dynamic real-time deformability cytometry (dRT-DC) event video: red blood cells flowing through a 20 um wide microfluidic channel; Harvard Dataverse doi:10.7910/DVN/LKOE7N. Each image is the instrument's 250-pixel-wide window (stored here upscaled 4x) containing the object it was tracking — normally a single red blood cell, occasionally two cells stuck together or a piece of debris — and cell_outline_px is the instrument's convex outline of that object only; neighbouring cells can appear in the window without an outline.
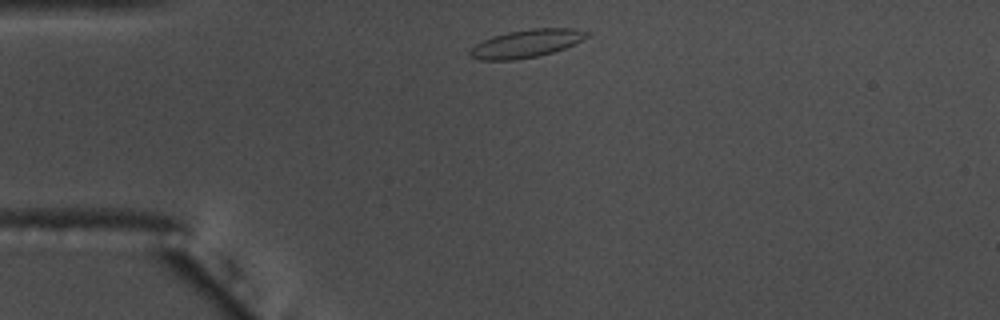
{"species": "common noctule bat (a hibernating species)", "species_latin": "Nyctalus noctula", "temperature_condition": "warm", "stored_images_in_passage": 37, "camera_frame_rate_fps": 3000, "um_per_image_px": 0.085, "animal": {"sex": "male", "body_mass_g": 17.5, "forearm_length_mm": 52.3}, "frame": {"image": 1, "passage_image": 1, "time_ms": 0.0, "image_size_px": [1000, 320], "cell_outline_px": [[588, 36], [576, 44], [552, 52], [536, 56], [512, 60], [480, 60], [468, 56], [468, 52], [476, 44], [492, 36], [508, 32], [532, 28], [572, 28], [588, 32]], "centroid_in_image_um": [44.72, 3.7], "position_along_channel_um": 40.3, "area_um2": 18.9}}
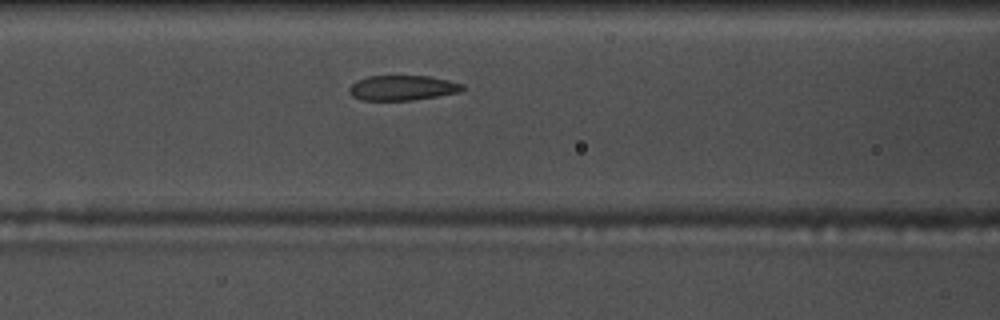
{"frame": {"image": 2, "passage_image": 11, "time_ms": 3.333, "image_size_px": [1000, 320], "cell_outline_px": [[464, 88], [460, 92], [412, 100], [360, 100], [352, 96], [348, 92], [348, 88], [356, 80], [368, 76], [428, 76], [448, 80], [464, 84]], "centroid_in_image_um": [34.17, 7.46], "position_along_channel_um": 132.4, "area_um2": 16.53}}
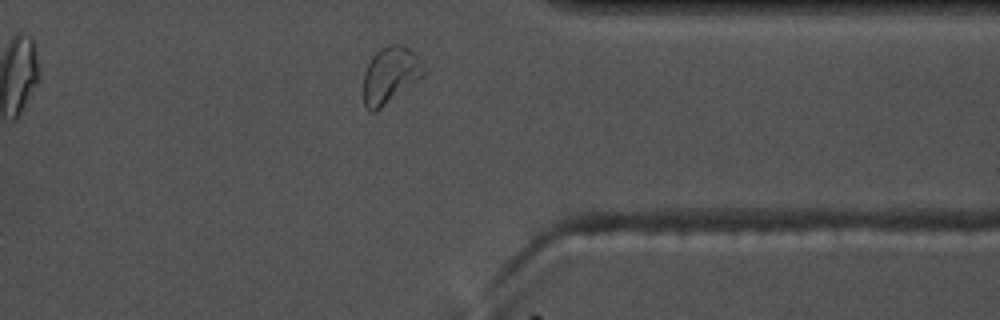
{"frame": {"image": 3, "passage_image": 32, "time_ms": 10.333, "image_size_px": [1000, 320], "cell_outline_px": [[424, 76], [376, 112], [372, 112], [364, 104], [364, 72], [372, 56], [380, 48], [388, 44], [400, 44], [408, 48], [420, 60], [424, 72]], "centroid_in_image_um": [33.15, 6.38], "position_along_channel_um": 378.2, "area_um2": 19.65}, "authors_computed_cell_mechanics": {"area_um2": 17.5712, "velocity_mm_per_s": 3.609, "shape_relaxation_time_tau1_ms": 4.7643, "shape_relaxation_time_tau2_ms": null, "deformation_change_tau1": 0.1364, "deformation_change_tau2": null}}